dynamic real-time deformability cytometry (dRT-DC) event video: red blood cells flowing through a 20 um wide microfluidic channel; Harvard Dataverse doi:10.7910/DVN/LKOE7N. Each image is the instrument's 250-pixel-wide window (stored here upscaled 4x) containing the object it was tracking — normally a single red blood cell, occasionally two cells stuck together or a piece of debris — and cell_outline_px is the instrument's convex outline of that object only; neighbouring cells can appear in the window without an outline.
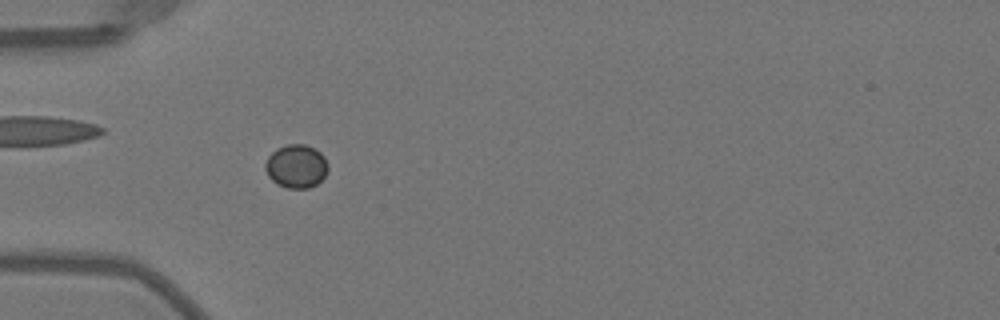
{"species": "Egyptian fruit bat (a non-hibernating species)", "species_latin": "Rousettus aegyptiacus", "temperature_condition": "warm", "stored_images_in_passage": 53, "camera_frame_rate_fps": 3000, "um_per_image_px": 0.085, "animal": {"sex": "female"}, "frame": {"image": 1, "passage_image": 18, "time_ms": 5.667, "image_size_px": [1000, 320], "cell_outline_px": [[328, 172], [316, 184], [308, 188], [288, 188], [276, 184], [268, 176], [264, 168], [264, 164], [268, 156], [276, 148], [288, 144], [304, 144], [320, 152], [324, 156], [328, 164]], "centroid_in_image_um": [25.16, 14.13], "position_along_channel_um": 59.8, "area_um2": 15.95}}
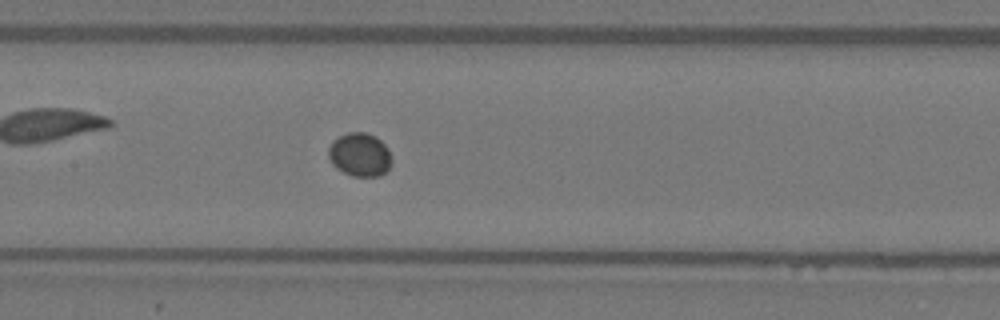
{"frame": {"image": 2, "passage_image": 27, "time_ms": 8.667, "image_size_px": [1000, 320], "cell_outline_px": [[392, 164], [380, 176], [352, 176], [336, 168], [332, 164], [328, 156], [328, 148], [332, 140], [348, 132], [364, 132], [376, 136], [388, 148], [392, 160]], "centroid_in_image_um": [30.57, 13.14], "position_along_channel_um": 176.8, "area_um2": 16.13}}
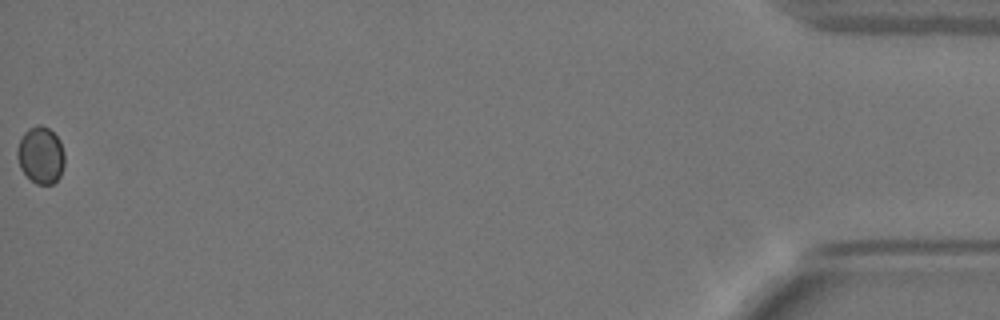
{"frame": {"image": 3, "passage_image": 53, "time_ms": 17.333, "image_size_px": [1000, 320], "cell_outline_px": [[64, 164], [60, 176], [52, 184], [36, 184], [20, 168], [16, 156], [16, 148], [24, 132], [28, 128], [36, 124], [40, 124], [48, 128], [60, 140], [64, 152]], "centroid_in_image_um": [3.45, 13.16], "position_along_channel_um": 431.7, "area_um2": 15.78}}